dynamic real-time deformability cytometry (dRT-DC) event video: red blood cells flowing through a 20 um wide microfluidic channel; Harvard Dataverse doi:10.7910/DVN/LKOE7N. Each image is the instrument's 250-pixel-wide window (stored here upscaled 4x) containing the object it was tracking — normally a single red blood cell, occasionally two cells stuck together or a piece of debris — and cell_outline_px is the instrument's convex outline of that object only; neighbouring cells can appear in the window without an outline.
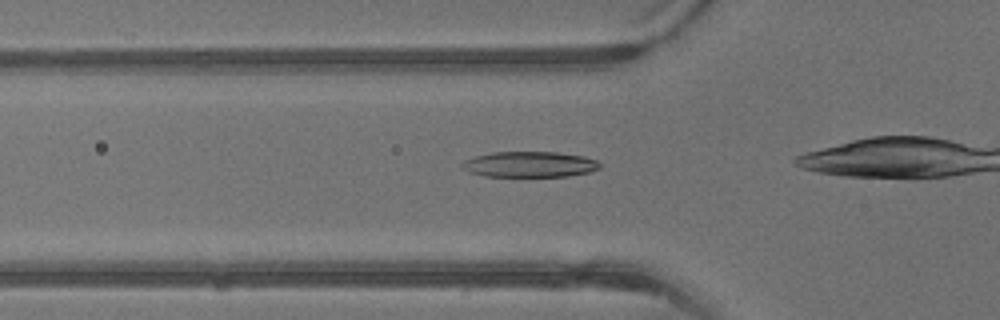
{"species": "common noctule bat (a hibernating species)", "species_latin": "Nyctalus noctula", "temperature_condition": "warm", "stored_images_in_passage": 11, "camera_frame_rate_fps": 3000, "um_per_image_px": 0.085, "animal": {"sex": "male", "body_mass_g": 13.3}, "frame": {"image": 1, "passage_image": 4, "time_ms": 1.0, "image_size_px": [1000, 320], "cell_outline_px": [[600, 168], [588, 172], [568, 176], [484, 176], [468, 172], [460, 168], [460, 164], [464, 160], [476, 156], [492, 152], [556, 152], [584, 156], [596, 160], [600, 164]], "centroid_in_image_um": [44.97, 13.97], "position_along_channel_um": 80.8, "area_um2": 20.63}}
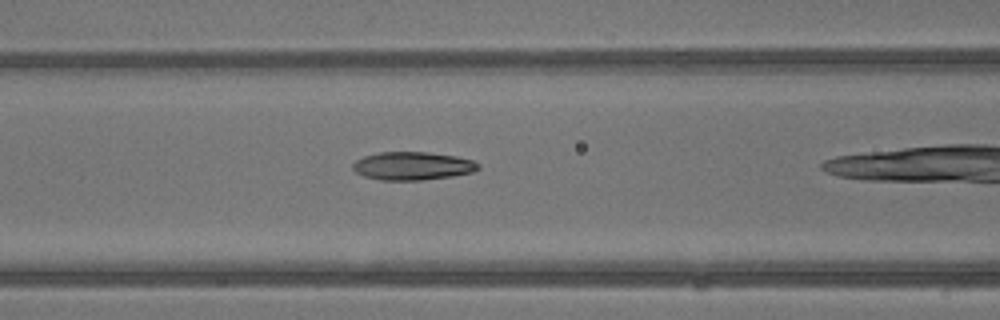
{"frame": {"image": 2, "passage_image": 7, "time_ms": 2.0, "image_size_px": [1000, 320], "cell_outline_px": [[480, 168], [472, 172], [452, 176], [420, 180], [380, 180], [364, 176], [356, 172], [352, 168], [352, 164], [356, 160], [364, 156], [376, 152], [428, 152], [456, 156], [472, 160], [480, 164]], "centroid_in_image_um": [35.05, 14.1], "position_along_channel_um": 131.5, "area_um2": 20.63}}